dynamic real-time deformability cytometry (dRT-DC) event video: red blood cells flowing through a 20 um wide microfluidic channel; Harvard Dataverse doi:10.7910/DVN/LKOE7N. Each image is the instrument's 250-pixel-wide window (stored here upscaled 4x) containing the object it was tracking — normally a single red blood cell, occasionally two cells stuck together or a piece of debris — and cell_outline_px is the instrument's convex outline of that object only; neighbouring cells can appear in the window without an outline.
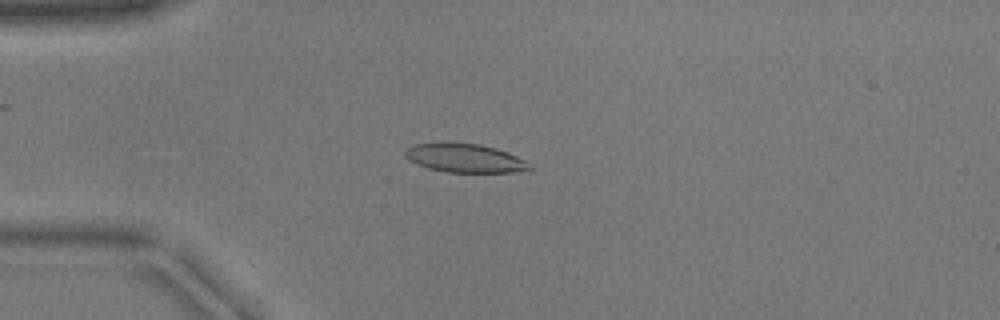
{"species": "common noctule bat (a hibernating species)", "species_latin": "Nyctalus noctula", "temperature_condition": "warm", "stored_images_in_passage": 52, "camera_frame_rate_fps": 3000, "um_per_image_px": 0.085, "animal": {"sex": "male", "body_mass_g": 17.9}, "frame": {"image": 1, "passage_image": 14, "time_ms": 4.333, "image_size_px": [1000, 320], "cell_outline_px": [[536, 168], [512, 172], [444, 172], [428, 168], [416, 164], [408, 160], [404, 156], [404, 152], [408, 148], [416, 144], [440, 140], [480, 144], [496, 148], [508, 152], [524, 160]], "centroid_in_image_um": [39.46, 13.41], "position_along_channel_um": 45.5, "area_um2": 21.39}}
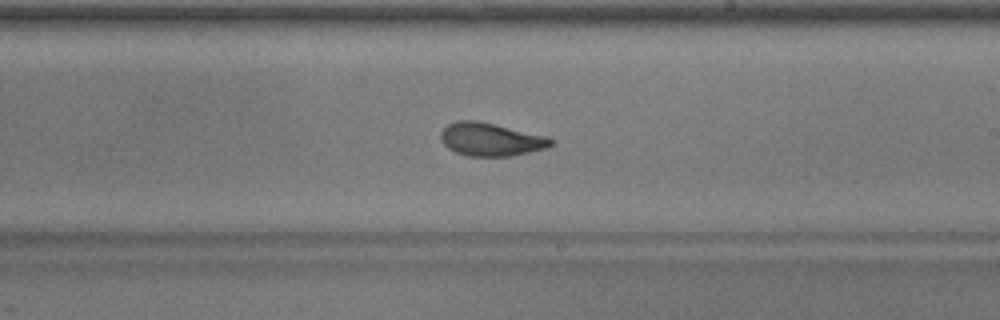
{"frame": {"image": 2, "passage_image": 31, "time_ms": 10.0, "image_size_px": [1000, 320], "cell_outline_px": [[552, 144], [544, 148], [512, 156], [468, 156], [456, 152], [448, 148], [440, 140], [440, 132], [448, 124], [456, 120], [476, 120], [548, 136], [552, 140]], "centroid_in_image_um": [41.67, 11.84], "position_along_channel_um": 247.3, "area_um2": 21.15}}
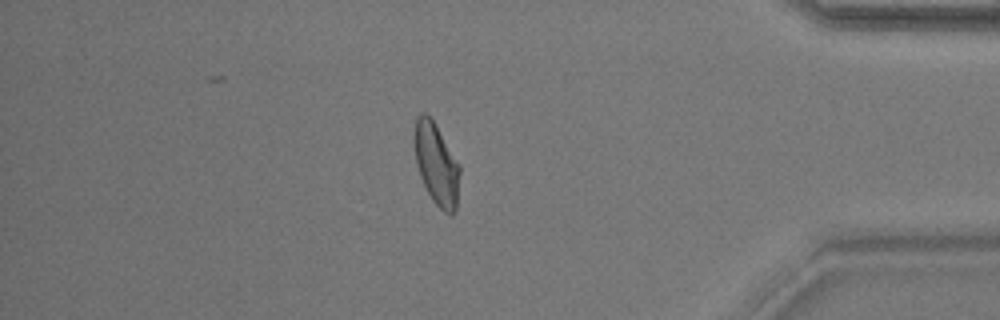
{"frame": {"image": 3, "passage_image": 45, "time_ms": 14.667, "image_size_px": [1000, 320], "cell_outline_px": [[460, 172], [456, 212], [452, 216], [444, 212], [432, 200], [420, 176], [416, 164], [412, 136], [416, 116], [420, 112], [424, 112], [436, 124], [460, 164]], "centroid_in_image_um": [37.08, 13.92], "position_along_channel_um": 398.1, "area_um2": 22.14}}